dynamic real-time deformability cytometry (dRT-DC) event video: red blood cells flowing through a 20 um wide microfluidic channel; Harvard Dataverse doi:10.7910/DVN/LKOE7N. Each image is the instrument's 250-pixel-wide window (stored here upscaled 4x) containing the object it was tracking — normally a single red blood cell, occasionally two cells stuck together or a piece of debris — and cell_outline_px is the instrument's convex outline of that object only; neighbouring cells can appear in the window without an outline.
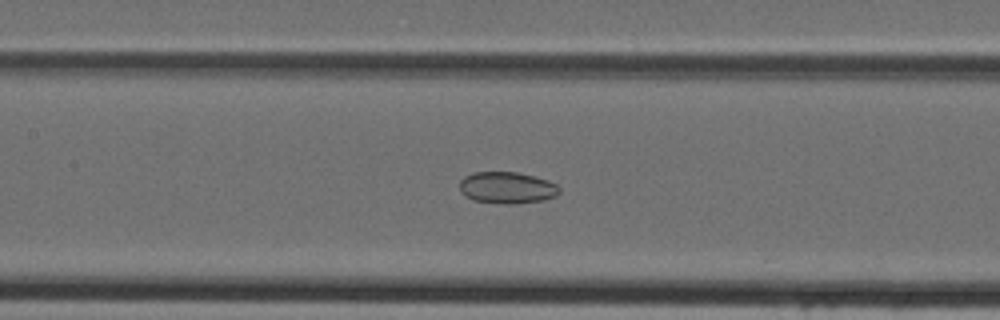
{"species": "Egyptian fruit bat (a non-hibernating species)", "species_latin": "Rousettus aegyptiacus", "temperature_condition": "cold", "stored_images_in_passage": 44, "camera_frame_rate_fps": 3000, "um_per_image_px": 0.085, "animal": {"sex": "female"}, "frame": {"image": 1, "passage_image": 20, "time_ms": 6.333, "image_size_px": [1000, 320], "cell_outline_px": [[560, 192], [556, 196], [544, 200], [512, 204], [504, 204], [472, 200], [460, 192], [460, 180], [464, 176], [472, 172], [516, 172], [536, 176], [548, 180], [556, 184], [560, 188]], "centroid_in_image_um": [43.1, 15.95], "position_along_channel_um": 164.3, "area_um2": 18.61}}
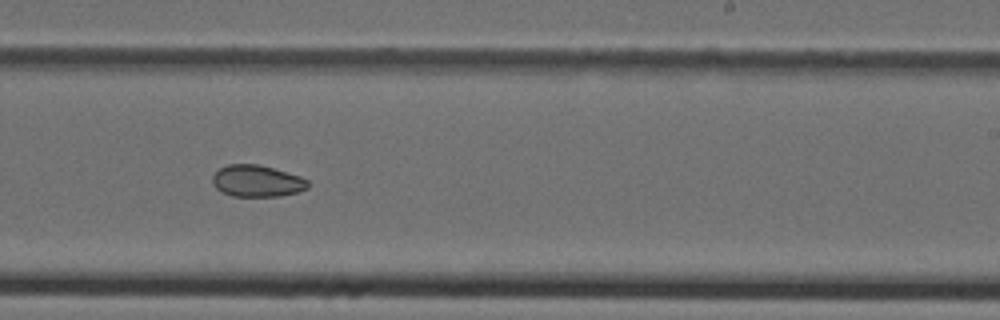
{"frame": {"image": 2, "passage_image": 27, "time_ms": 8.667, "image_size_px": [1000, 320], "cell_outline_px": [[308, 188], [296, 192], [280, 196], [232, 196], [220, 192], [212, 184], [212, 176], [220, 168], [228, 164], [260, 164], [300, 176], [308, 180]], "centroid_in_image_um": [21.81, 15.38], "position_along_channel_um": 267.2, "area_um2": 17.69}}
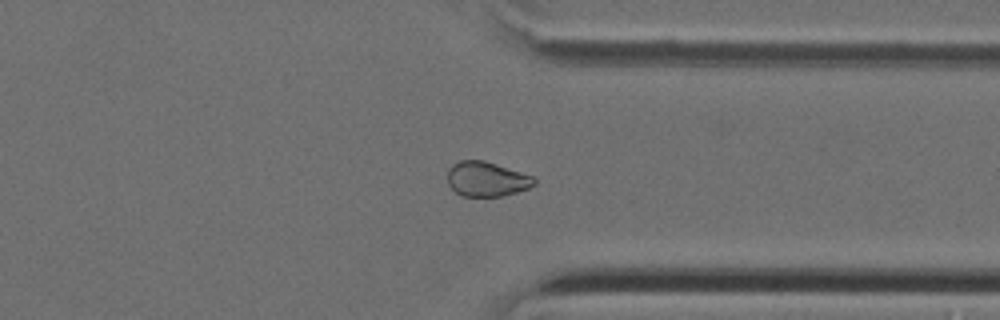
{"frame": {"image": 3, "passage_image": 34, "time_ms": 11.0, "image_size_px": [1000, 320], "cell_outline_px": [[536, 184], [528, 188], [516, 192], [500, 196], [460, 196], [448, 184], [448, 168], [452, 164], [460, 160], [484, 160], [532, 176], [536, 180]], "centroid_in_image_um": [41.34, 15.22], "position_along_channel_um": 370.1, "area_um2": 17.46}}